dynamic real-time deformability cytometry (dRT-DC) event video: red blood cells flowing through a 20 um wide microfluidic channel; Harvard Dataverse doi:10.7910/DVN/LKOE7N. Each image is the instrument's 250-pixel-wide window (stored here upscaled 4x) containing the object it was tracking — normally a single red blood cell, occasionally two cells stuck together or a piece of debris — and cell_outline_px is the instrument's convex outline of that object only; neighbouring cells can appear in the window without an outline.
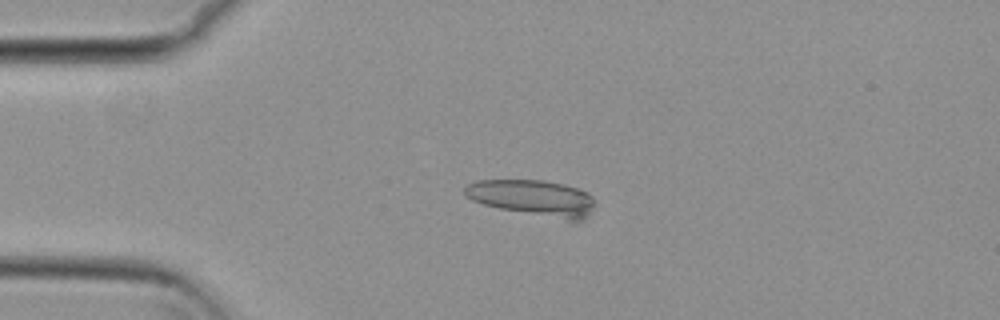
{"species": "common noctule bat (a hibernating species)", "species_latin": "Nyctalus noctula", "temperature_condition": "cold", "stored_images_in_passage": 16, "camera_frame_rate_fps": 3000, "um_per_image_px": 0.085, "animal": {"sex": "female", "body_mass_g": 29.2, "forearm_length_mm": 56.3}, "frame": {"image": 1, "passage_image": 14, "time_ms": 4.333, "image_size_px": [1000, 320], "cell_outline_px": [[592, 204], [588, 216], [584, 220], [568, 220], [500, 208], [484, 204], [472, 200], [464, 192], [464, 188], [468, 184], [476, 180], [544, 180], [564, 184], [588, 192], [592, 196]], "centroid_in_image_um": [45.29, 16.8], "position_along_channel_um": 39.7, "area_um2": 26.76}}